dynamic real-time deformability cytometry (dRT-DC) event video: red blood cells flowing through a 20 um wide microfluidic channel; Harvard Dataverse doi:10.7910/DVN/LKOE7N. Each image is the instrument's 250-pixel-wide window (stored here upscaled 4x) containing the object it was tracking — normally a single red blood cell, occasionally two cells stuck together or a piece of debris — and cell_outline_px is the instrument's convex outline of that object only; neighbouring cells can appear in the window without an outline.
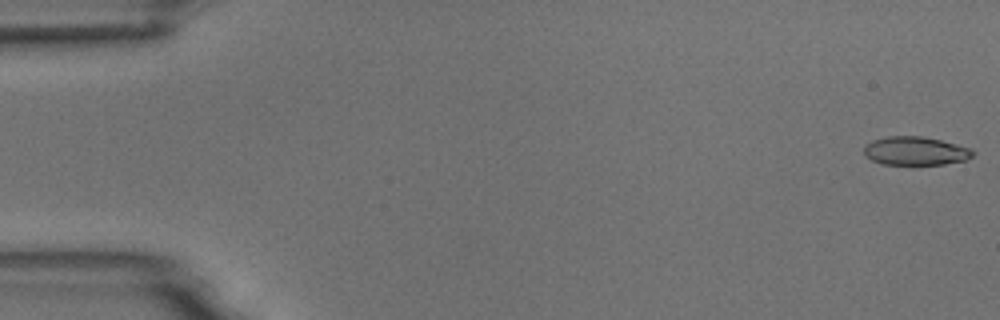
{"species": "common noctule bat (a hibernating species)", "species_latin": "Nyctalus noctula", "temperature_condition": "room temperature", "stored_images_in_passage": 9, "camera_frame_rate_fps": 3000, "um_per_image_px": 0.085, "animal": {"sex": "male", "body_mass_g": 18.8}, "frame": {"image": 1, "passage_image": 1, "time_ms": 0.0, "image_size_px": [1000, 320], "cell_outline_px": [[976, 152], [972, 156], [964, 160], [944, 164], [884, 164], [872, 160], [864, 156], [864, 144], [872, 140], [888, 136], [924, 136], [972, 148]], "centroid_in_image_um": [77.8, 12.82], "position_along_channel_um": 7.2, "area_um2": 18.15}}
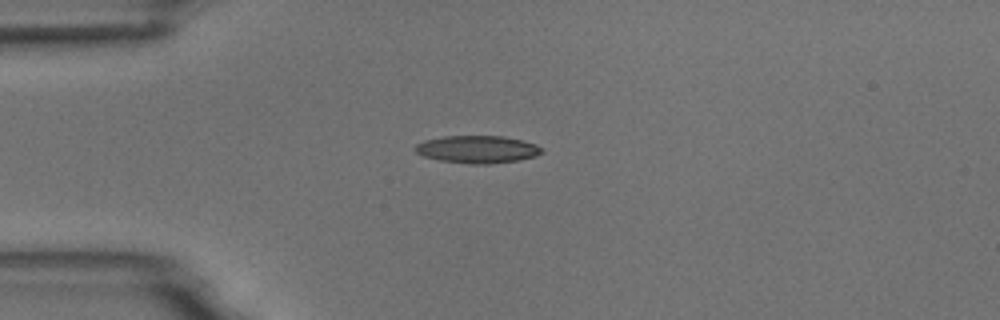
{"frame": {"image": 2, "passage_image": 4, "time_ms": 4.333, "image_size_px": [1000, 320], "cell_outline_px": [[544, 152], [536, 156], [520, 160], [488, 164], [472, 164], [440, 160], [424, 156], [416, 152], [412, 148], [416, 144], [424, 140], [444, 136], [504, 136], [524, 140], [536, 144], [544, 148]], "centroid_in_image_um": [40.62, 12.69], "position_along_channel_um": 44.4, "area_um2": 20.52}}